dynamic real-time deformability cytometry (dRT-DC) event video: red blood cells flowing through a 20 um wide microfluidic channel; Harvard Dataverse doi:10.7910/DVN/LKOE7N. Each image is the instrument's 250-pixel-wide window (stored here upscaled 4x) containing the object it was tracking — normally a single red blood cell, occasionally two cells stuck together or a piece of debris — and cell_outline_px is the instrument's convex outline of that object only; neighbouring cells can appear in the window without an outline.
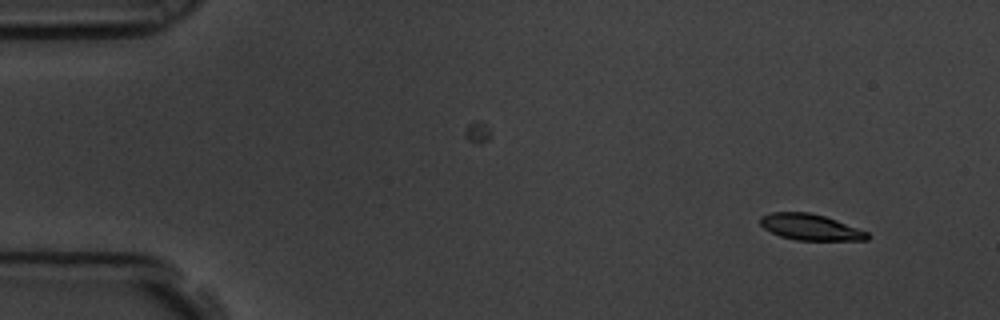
{"species": "common noctule bat (a hibernating species)", "species_latin": "Nyctalus noctula", "temperature_condition": "room temperature", "stored_images_in_passage": 6, "camera_frame_rate_fps": 3000, "um_per_image_px": 0.085, "animal": {"sex": "male", "body_mass_g": 19.5, "forearm_length_mm": 54.6}, "frame": {"image": 1, "passage_image": 1, "time_ms": 0.0, "image_size_px": [1000, 320], "cell_outline_px": [[872, 236], [868, 240], [796, 240], [780, 236], [764, 228], [760, 224], [760, 216], [768, 212], [808, 212], [824, 216], [836, 220], [868, 232]], "centroid_in_image_um": [68.88, 19.3], "position_along_channel_um": 16.1, "area_um2": 16.3}}
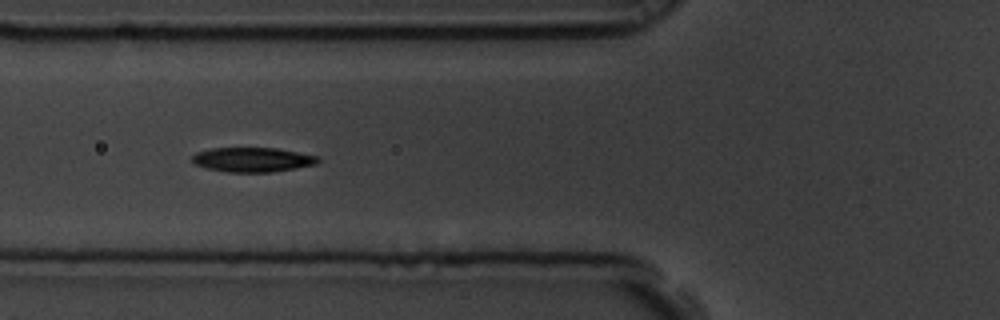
{"frame": {"image": 2, "passage_image": 5, "time_ms": 1.333, "image_size_px": [1000, 320], "cell_outline_px": [[320, 160], [316, 164], [296, 168], [272, 172], [228, 172], [204, 168], [192, 164], [192, 156], [196, 152], [212, 148], [276, 148], [320, 156]], "centroid_in_image_um": [21.45, 13.57], "position_along_channel_um": 104.4, "area_um2": 18.15}}
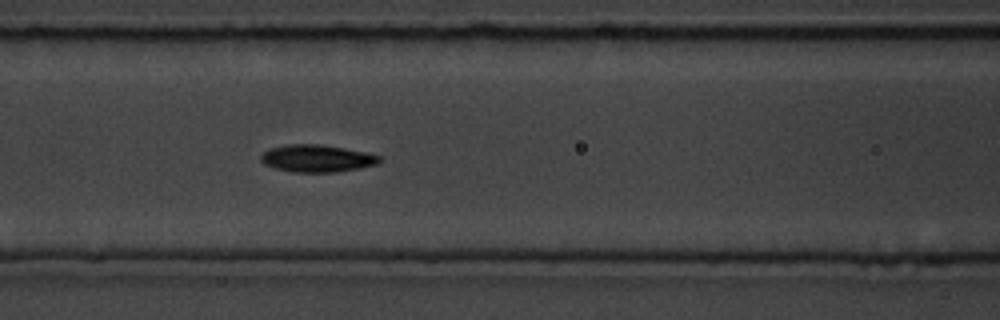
{"frame": {"image": 3, "passage_image": 6, "time_ms": 1.667, "image_size_px": [1000, 320], "cell_outline_px": [[380, 164], [336, 172], [292, 172], [276, 168], [264, 164], [260, 160], [260, 156], [264, 152], [272, 148], [288, 144], [320, 144], [368, 152], [380, 156]], "centroid_in_image_um": [26.96, 13.46], "position_along_channel_um": 139.6, "area_um2": 18.84}}